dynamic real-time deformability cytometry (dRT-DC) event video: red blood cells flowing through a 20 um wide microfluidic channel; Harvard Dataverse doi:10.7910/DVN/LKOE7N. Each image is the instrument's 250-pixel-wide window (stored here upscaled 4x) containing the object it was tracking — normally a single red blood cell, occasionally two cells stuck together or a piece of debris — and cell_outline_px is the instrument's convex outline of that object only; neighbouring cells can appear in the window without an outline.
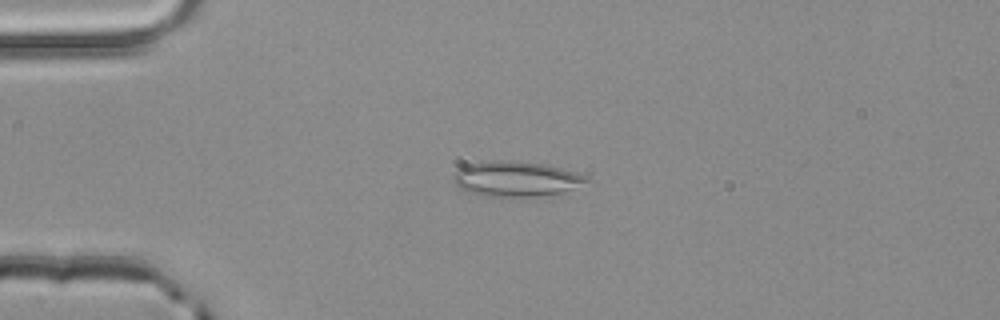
{"species": "common noctule bat (a hibernating species)", "species_latin": "Nyctalus noctula", "temperature_condition": "room temperature", "stored_images_in_passage": 51, "camera_frame_rate_fps": 3000, "um_per_image_px": 0.085, "animal": {"sex": "male", "body_mass_g": 20.4}, "frame": {"image": 1, "passage_image": 12, "time_ms": 3.667, "image_size_px": [1000, 320], "cell_outline_px": [[592, 180], [564, 192], [536, 196], [480, 196], [468, 192], [460, 188], [452, 180], [452, 176], [464, 164], [500, 160], [512, 160], [544, 164], [560, 168], [588, 176]], "centroid_in_image_um": [43.84, 15.2], "position_along_channel_um": 41.2, "area_um2": 27.28}}
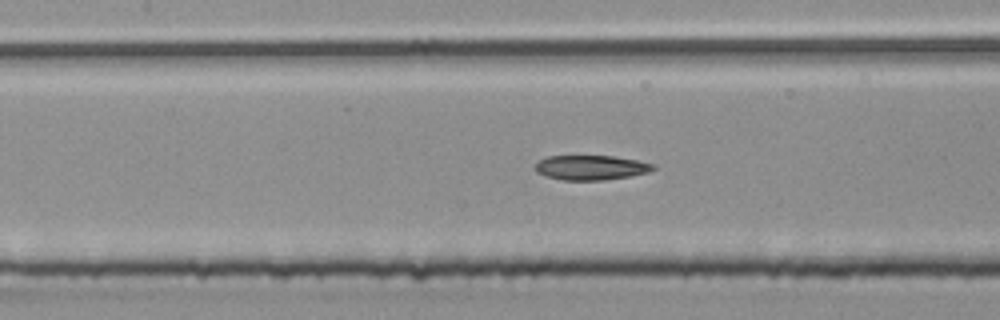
{"frame": {"image": 2, "passage_image": 23, "time_ms": 7.333, "image_size_px": [1000, 320], "cell_outline_px": [[656, 168], [648, 172], [632, 176], [604, 180], [560, 180], [544, 176], [536, 172], [532, 168], [536, 160], [548, 156], [616, 156], [656, 164]], "centroid_in_image_um": [50.18, 14.24], "position_along_channel_um": 157.2, "area_um2": 17.4}}
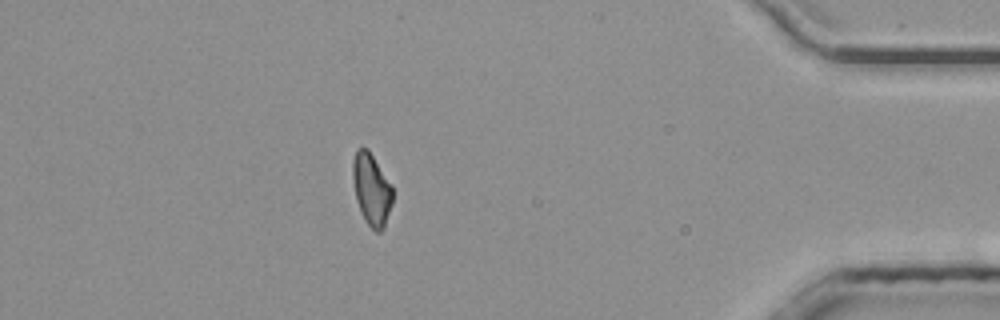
{"frame": {"image": 3, "passage_image": 45, "time_ms": 14.667, "image_size_px": [1000, 320], "cell_outline_px": [[392, 204], [384, 228], [380, 232], [376, 232], [368, 224], [360, 212], [356, 200], [352, 180], [352, 160], [356, 148], [368, 148], [392, 184]], "centroid_in_image_um": [31.57, 16.07], "position_along_channel_um": 403.6, "area_um2": 16.99}, "authors_computed_cell_mechanics": {"area_um2": 17.6868, "velocity_mm_per_s": 3.9983, "shape_relaxation_time_tau1_ms": null, "shape_relaxation_time_tau2_ms": 6.2387, "deformation_change_tau1": null, "deformation_change_tau2": 0.1466}}